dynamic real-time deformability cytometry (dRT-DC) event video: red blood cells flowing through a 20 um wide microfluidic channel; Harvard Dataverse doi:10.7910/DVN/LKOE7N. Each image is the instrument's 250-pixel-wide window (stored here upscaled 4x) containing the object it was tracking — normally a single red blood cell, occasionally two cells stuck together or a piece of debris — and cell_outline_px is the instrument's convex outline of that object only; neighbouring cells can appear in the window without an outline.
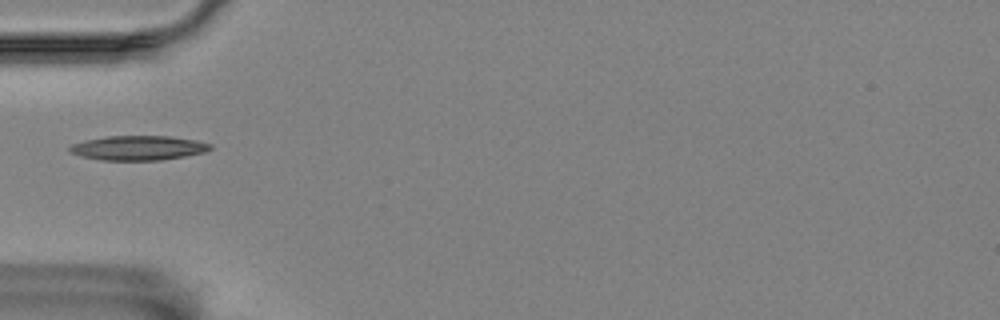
{"species": "Egyptian fruit bat (a non-hibernating species)", "species_latin": "Rousettus aegyptiacus", "temperature_condition": "room temperature", "stored_images_in_passage": 5, "camera_frame_rate_fps": 3000, "um_per_image_px": 0.085, "animal": {"sex": "female"}, "frame": {"image": 1, "passage_image": 5, "time_ms": 5.667, "image_size_px": [1000, 320], "cell_outline_px": [[212, 148], [204, 152], [184, 156], [160, 160], [100, 160], [80, 156], [68, 152], [68, 148], [72, 144], [84, 140], [108, 136], [168, 136], [196, 140], [212, 144]], "centroid_in_image_um": [11.71, 12.57], "position_along_channel_um": 73.3, "area_um2": 20.11}}